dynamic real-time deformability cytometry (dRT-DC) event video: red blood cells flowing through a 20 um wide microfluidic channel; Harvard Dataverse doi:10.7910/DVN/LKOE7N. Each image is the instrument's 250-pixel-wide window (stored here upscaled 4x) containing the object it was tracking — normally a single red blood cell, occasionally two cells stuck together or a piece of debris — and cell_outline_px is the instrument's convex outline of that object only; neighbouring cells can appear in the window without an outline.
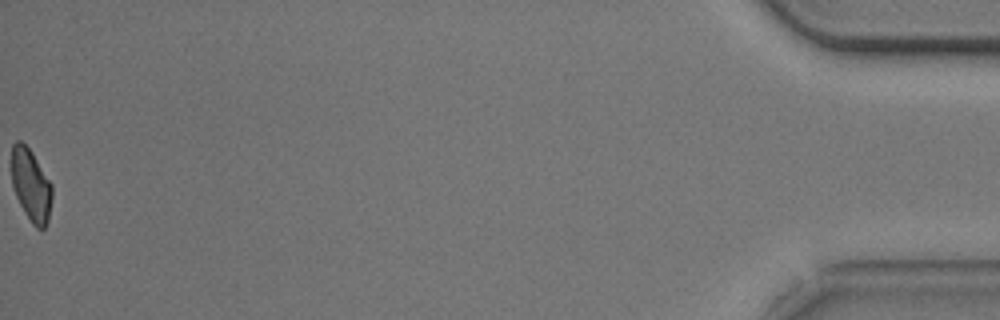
{"species": "common noctule bat (a hibernating species)", "species_latin": "Nyctalus noctula", "temperature_condition": "cold", "stored_images_in_passage": 40, "camera_frame_rate_fps": 3000, "um_per_image_px": 0.085, "animal": {"sex": "male", "body_mass_g": 20.5, "forearm_length_mm": 52.5}, "frame": {"image": 1, "passage_image": 40, "time_ms": 13.0, "image_size_px": [1000, 320], "cell_outline_px": [[52, 200], [48, 220], [44, 228], [36, 228], [32, 224], [24, 212], [16, 196], [12, 184], [12, 144], [16, 140], [20, 140], [32, 152], [52, 184]], "centroid_in_image_um": [2.64, 15.74], "position_along_channel_um": 432.6, "area_um2": 17.05}, "authors_computed_cell_mechanics": {"area_um2": 18.9295, "velocity_mm_per_s": 3.7427, "shape_relaxation_time_tau1_ms": 2.8877, "shape_relaxation_time_tau2_ms": 4.011, "deformation_change_tau1": 0.1137, "deformation_change_tau2": 0.107}}